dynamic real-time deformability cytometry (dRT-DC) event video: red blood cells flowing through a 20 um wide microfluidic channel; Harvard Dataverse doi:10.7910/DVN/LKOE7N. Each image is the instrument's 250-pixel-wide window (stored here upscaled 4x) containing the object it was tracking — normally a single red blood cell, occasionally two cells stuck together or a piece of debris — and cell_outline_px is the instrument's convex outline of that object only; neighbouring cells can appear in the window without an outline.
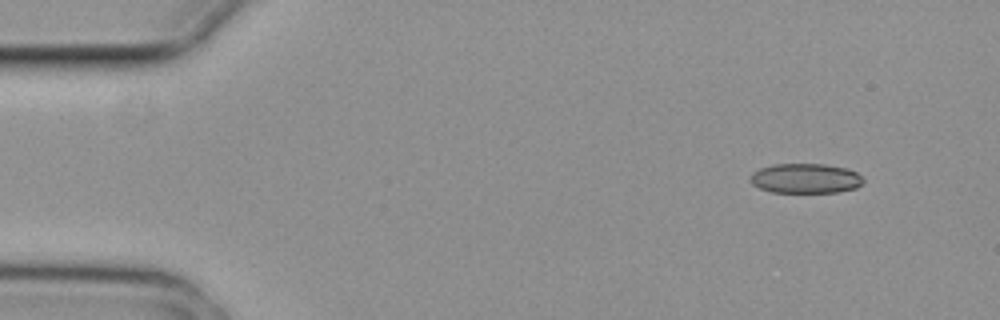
{"species": "common noctule bat (a hibernating species)", "species_latin": "Nyctalus noctula", "temperature_condition": "cold", "stored_images_in_passage": 4, "segment_of_instrument_passage": [2, 2], "camera_frame_rate_fps": 3000, "um_per_image_px": 0.085, "animal": {"sex": "female", "body_mass_g": 29.2, "forearm_length_mm": 56.3}, "frame": {"image": 1, "passage_image": 4, "time_ms": 1.0, "image_size_px": [1000, 320], "cell_outline_px": [[864, 180], [856, 188], [836, 192], [772, 192], [760, 188], [752, 184], [748, 180], [752, 172], [760, 168], [772, 164], [824, 164], [848, 168], [856, 172]], "centroid_in_image_um": [68.43, 15.15], "position_along_channel_um": 16.6, "area_um2": 19.65}}